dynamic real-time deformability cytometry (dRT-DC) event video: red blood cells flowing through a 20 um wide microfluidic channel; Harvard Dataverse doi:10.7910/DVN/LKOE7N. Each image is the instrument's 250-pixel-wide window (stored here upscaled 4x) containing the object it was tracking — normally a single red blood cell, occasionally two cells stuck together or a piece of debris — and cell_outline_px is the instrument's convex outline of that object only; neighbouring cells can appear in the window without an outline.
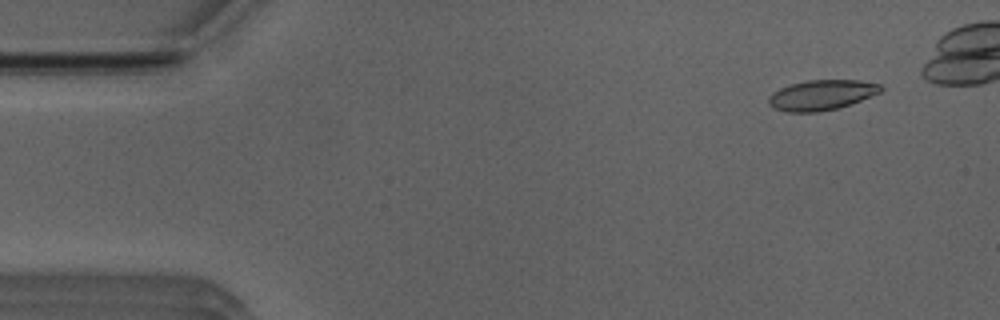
{"species": "Egyptian fruit bat (a non-hibernating species)", "species_latin": "Rousettus aegyptiacus", "temperature_condition": "room temperature", "stored_images_in_passage": 45, "camera_frame_rate_fps": 3000, "um_per_image_px": 0.085, "animal": {"sex": "male"}, "frame": {"image": 1, "passage_image": 4, "time_ms": 1.0, "image_size_px": [1000, 320], "cell_outline_px": [[884, 88], [880, 92], [852, 104], [836, 108], [816, 112], [788, 112], [772, 108], [768, 104], [768, 96], [772, 92], [780, 88], [792, 84], [808, 80], [860, 80], [880, 84]], "centroid_in_image_um": [69.82, 8.08], "position_along_channel_um": 15.2, "area_um2": 19.77}}
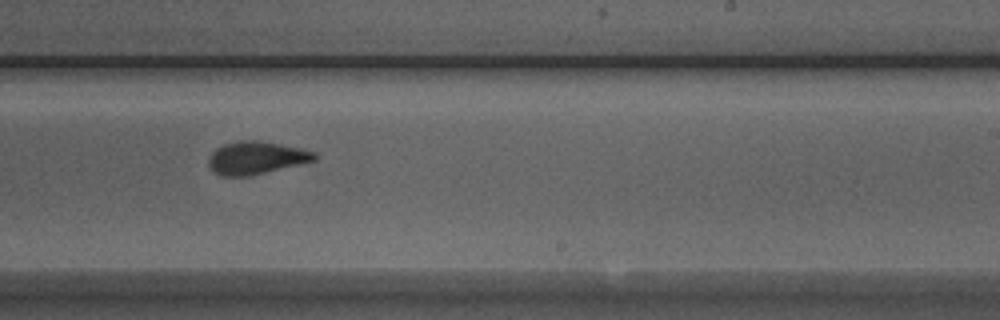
{"frame": {"image": 2, "passage_image": 31, "time_ms": 10.0, "image_size_px": [1000, 320], "cell_outline_px": [[316, 160], [248, 176], [224, 176], [216, 172], [208, 164], [208, 156], [216, 148], [224, 144], [240, 140], [256, 140], [280, 144], [300, 148], [316, 152]], "centroid_in_image_um": [21.76, 13.4], "position_along_channel_um": 267.2, "area_um2": 19.94}}
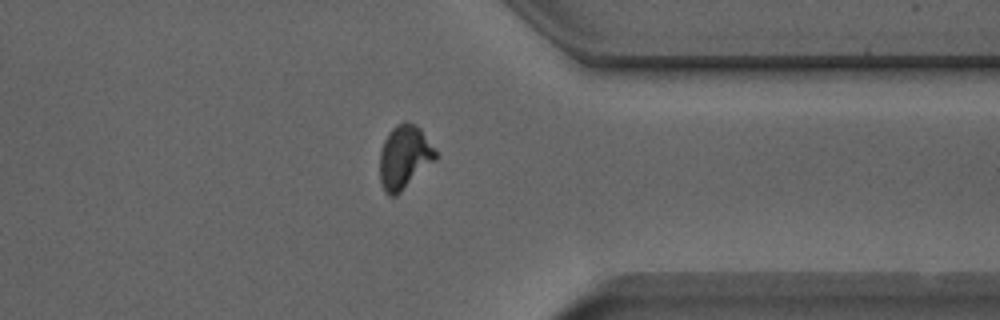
{"frame": {"image": 3, "passage_image": 40, "time_ms": 13.0, "image_size_px": [1000, 320], "cell_outline_px": [[436, 160], [396, 196], [388, 196], [384, 192], [380, 184], [380, 152], [384, 140], [388, 132], [396, 124], [404, 120], [408, 120], [416, 124], [420, 128], [436, 152]], "centroid_in_image_um": [34.34, 13.35], "position_along_channel_um": 377.1, "area_um2": 20.87}, "authors_computed_cell_mechanics": {"area_um2": 20.1144, "velocity_mm_per_s": 3.9266, "shape_relaxation_time_tau1_ms": 3.9963, "shape_relaxation_time_tau2_ms": 1.2735, "deformation_change_tau1": 0.155, "deformation_change_tau2": 0.0681}}